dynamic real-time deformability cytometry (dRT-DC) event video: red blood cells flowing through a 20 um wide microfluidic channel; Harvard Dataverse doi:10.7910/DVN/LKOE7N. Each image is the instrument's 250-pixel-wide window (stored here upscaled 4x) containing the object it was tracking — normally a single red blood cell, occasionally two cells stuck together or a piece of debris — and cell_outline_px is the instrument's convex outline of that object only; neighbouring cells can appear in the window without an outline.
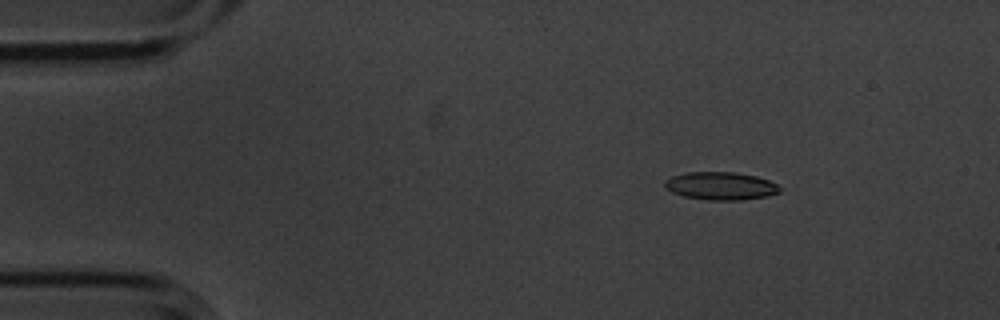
{"species": "common noctule bat (a hibernating species)", "species_latin": "Nyctalus noctula", "temperature_condition": "cold", "stored_images_in_passage": 10, "camera_frame_rate_fps": 3000, "um_per_image_px": 0.085, "animal": {"sex": "male", "body_mass_g": 20.1, "forearm_length_mm": 53.5}, "frame": {"image": 1, "passage_image": 2, "time_ms": 0.333, "image_size_px": [1000, 320], "cell_outline_px": [[784, 188], [780, 192], [768, 196], [740, 200], [708, 200], [684, 196], [672, 192], [664, 184], [664, 180], [672, 176], [684, 172], [736, 172], [756, 176], [768, 180]], "centroid_in_image_um": [61.29, 15.8], "position_along_channel_um": 23.7, "area_um2": 18.79}}
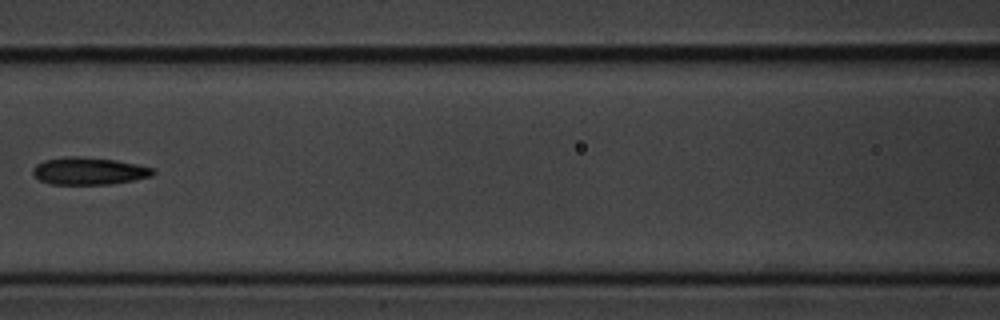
{"frame": {"image": 2, "passage_image": 7, "time_ms": 2.0, "image_size_px": [1000, 320], "cell_outline_px": [[156, 172], [152, 176], [112, 184], [52, 184], [40, 180], [32, 172], [32, 168], [36, 164], [44, 160], [68, 156], [76, 156], [116, 160], [136, 164], [152, 168]], "centroid_in_image_um": [7.55, 14.53], "position_along_channel_um": 159.1, "area_um2": 19.02}}
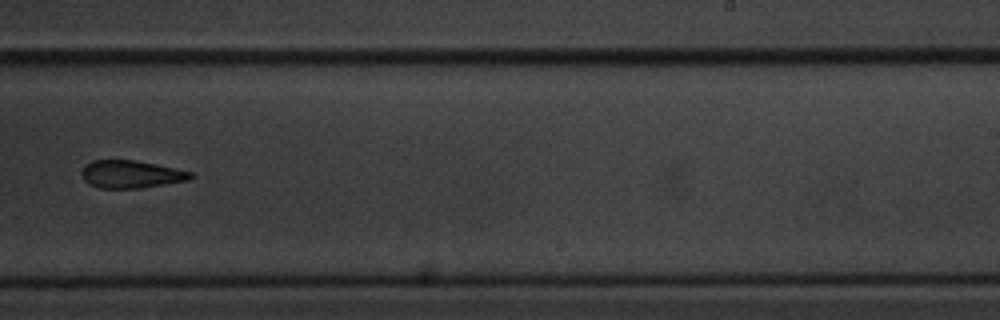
{"frame": {"image": 3, "passage_image": 10, "time_ms": 3.0, "image_size_px": [1000, 320], "cell_outline_px": [[196, 176], [188, 180], [140, 188], [100, 188], [88, 184], [84, 180], [80, 172], [92, 160], [136, 160], [156, 164], [192, 172]], "centroid_in_image_um": [11.14, 14.81], "position_along_channel_um": 277.9, "area_um2": 17.51}}